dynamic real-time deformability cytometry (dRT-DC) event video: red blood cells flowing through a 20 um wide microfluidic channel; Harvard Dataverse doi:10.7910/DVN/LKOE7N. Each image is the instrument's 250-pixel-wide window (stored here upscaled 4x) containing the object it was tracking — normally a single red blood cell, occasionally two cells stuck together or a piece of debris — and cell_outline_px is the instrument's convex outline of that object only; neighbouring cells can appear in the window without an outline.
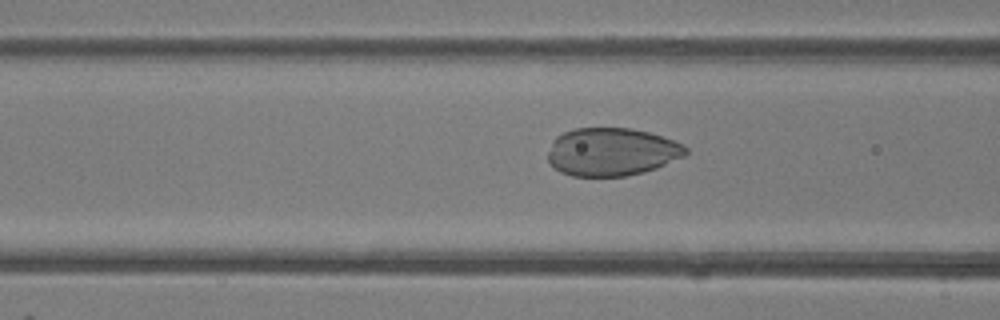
{"species": "common noctule bat (a hibernating species)", "species_latin": "Nyctalus noctula", "temperature_condition": "room temperature", "stored_images_in_passage": 46, "camera_frame_rate_fps": 3000, "um_per_image_px": 0.085, "animal": {"sex": "female"}, "frame": {"image": 1, "passage_image": 16, "time_ms": 5.0, "image_size_px": [1000, 320], "cell_outline_px": [[688, 152], [684, 156], [656, 168], [644, 172], [624, 176], [572, 176], [560, 172], [548, 160], [548, 152], [552, 140], [556, 136], [572, 128], [628, 128], [648, 132], [684, 144], [688, 148]], "centroid_in_image_um": [51.98, 12.9], "position_along_channel_um": 114.6, "area_um2": 38.55}}
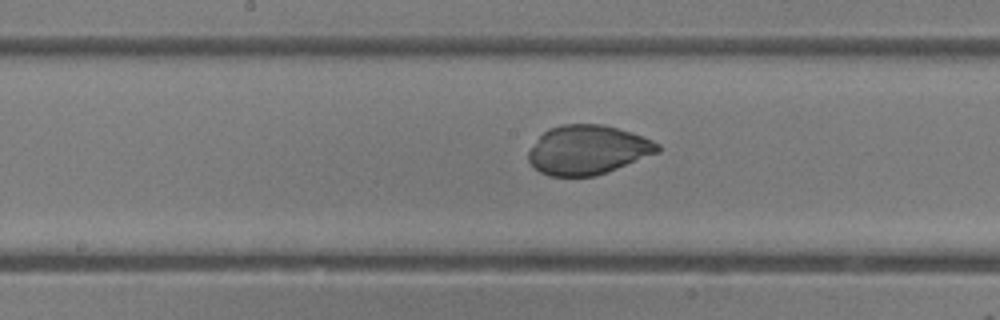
{"frame": {"image": 2, "passage_image": 22, "time_ms": 7.0, "image_size_px": [1000, 320], "cell_outline_px": [[660, 152], [596, 176], [548, 176], [540, 172], [528, 160], [528, 152], [540, 136], [548, 128], [564, 124], [600, 124], [632, 132], [652, 140], [660, 144]], "centroid_in_image_um": [49.97, 12.74], "position_along_channel_um": 198.2, "area_um2": 36.93}}
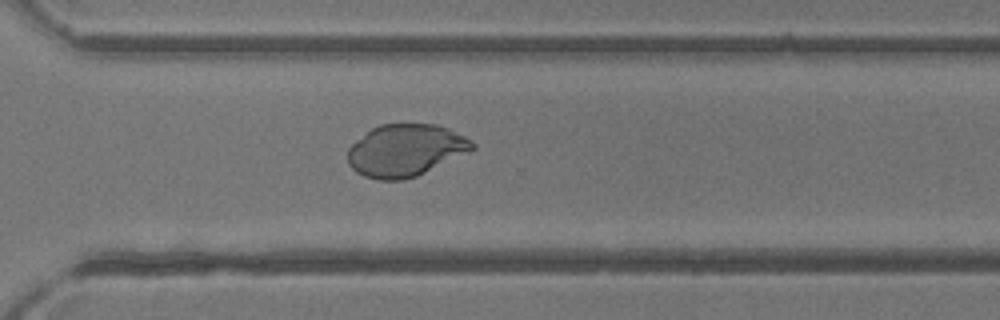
{"frame": {"image": 3, "passage_image": 32, "time_ms": 10.333, "image_size_px": [1000, 320], "cell_outline_px": [[476, 148], [468, 152], [416, 176], [400, 180], [380, 180], [364, 176], [356, 172], [348, 164], [348, 148], [356, 140], [372, 128], [380, 124], [436, 124], [448, 128], [472, 140], [476, 144]], "centroid_in_image_um": [34.46, 12.77], "position_along_channel_um": 336.1, "area_um2": 37.69}}